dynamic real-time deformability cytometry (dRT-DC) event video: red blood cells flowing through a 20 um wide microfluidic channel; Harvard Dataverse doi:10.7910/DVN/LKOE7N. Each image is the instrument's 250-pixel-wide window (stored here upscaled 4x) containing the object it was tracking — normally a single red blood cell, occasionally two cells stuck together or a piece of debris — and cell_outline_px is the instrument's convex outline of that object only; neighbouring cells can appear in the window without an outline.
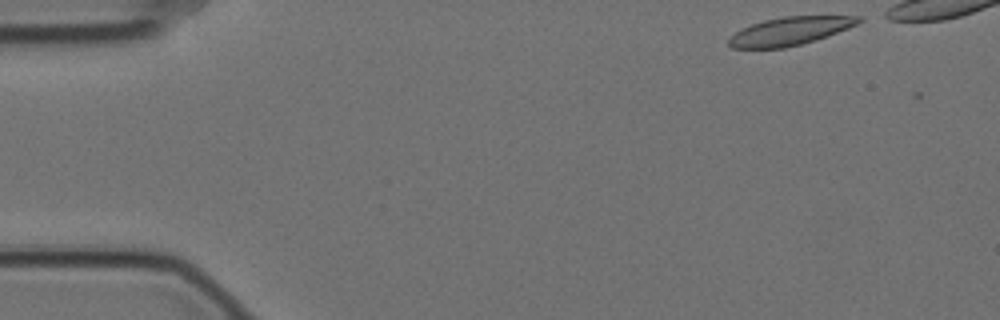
{"species": "Egyptian fruit bat (a non-hibernating species)", "species_latin": "Rousettus aegyptiacus", "temperature_condition": "cold", "stored_images_in_passage": 2, "camera_frame_rate_fps": 3000, "um_per_image_px": 0.085, "animal": {"sex": "female"}, "frame": {"image": 1, "passage_image": 1, "time_ms": 0.0, "image_size_px": [1000, 320], "cell_outline_px": [[864, 20], [848, 28], [828, 36], [816, 40], [784, 48], [732, 48], [728, 44], [728, 40], [740, 28], [764, 20], [784, 16], [864, 16]], "centroid_in_image_um": [67.16, 2.64], "position_along_channel_um": 17.8, "area_um2": 21.27}}